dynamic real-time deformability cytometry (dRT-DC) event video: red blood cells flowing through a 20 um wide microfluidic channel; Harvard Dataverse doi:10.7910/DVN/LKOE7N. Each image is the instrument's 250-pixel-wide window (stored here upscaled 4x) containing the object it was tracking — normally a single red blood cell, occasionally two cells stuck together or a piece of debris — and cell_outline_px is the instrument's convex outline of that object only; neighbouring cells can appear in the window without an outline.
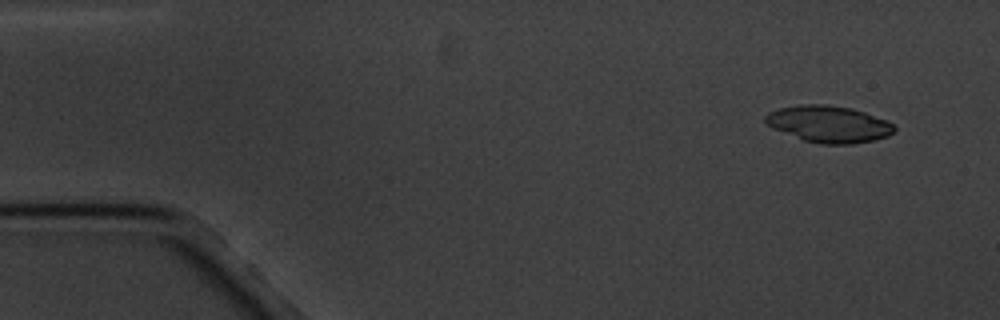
{"species": "common noctule bat (a hibernating species)", "species_latin": "Nyctalus noctula", "temperature_condition": "cold", "stored_images_in_passage": 8, "camera_frame_rate_fps": 3000, "um_per_image_px": 0.085, "animal": {"sex": "male", "body_mass_g": 20.1, "forearm_length_mm": 53.5}, "frame": {"image": 1, "passage_image": 1, "time_ms": 0.0, "image_size_px": [1000, 320], "cell_outline_px": [[896, 128], [888, 136], [872, 140], [852, 144], [820, 144], [804, 140], [772, 128], [764, 120], [764, 116], [768, 112], [780, 108], [800, 104], [828, 104], [852, 108], [888, 120]], "centroid_in_image_um": [70.44, 10.53], "position_along_channel_um": 14.6, "area_um2": 27.57}}